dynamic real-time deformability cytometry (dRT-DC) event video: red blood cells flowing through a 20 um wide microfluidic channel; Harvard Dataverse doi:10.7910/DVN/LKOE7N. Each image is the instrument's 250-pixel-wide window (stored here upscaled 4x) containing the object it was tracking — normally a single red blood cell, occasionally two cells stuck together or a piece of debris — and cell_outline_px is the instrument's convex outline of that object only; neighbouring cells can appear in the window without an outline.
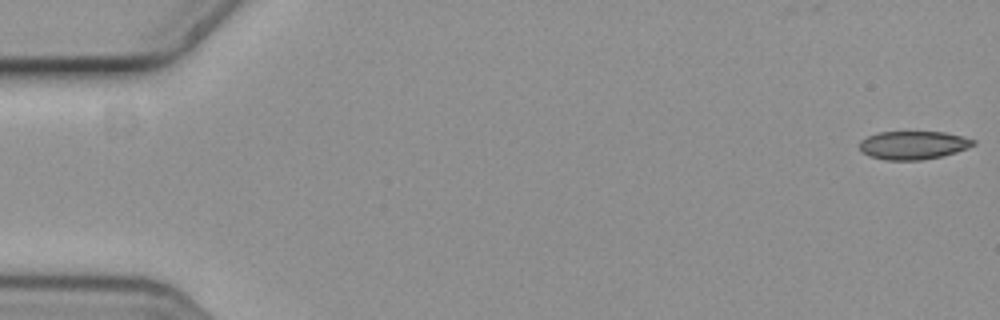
{"species": "common noctule bat (a hibernating species)", "species_latin": "Nyctalus noctula", "temperature_condition": "cold", "stored_images_in_passage": 4, "camera_frame_rate_fps": 3000, "um_per_image_px": 0.085, "animal": {"sex": "female", "body_mass_g": 19.3, "forearm_length_mm": 54.1}, "frame": {"image": 1, "passage_image": 1, "time_ms": 0.0, "image_size_px": [1000, 320], "cell_outline_px": [[976, 144], [968, 148], [956, 152], [940, 156], [920, 160], [888, 160], [868, 156], [860, 152], [860, 140], [876, 132], [944, 132], [976, 140]], "centroid_in_image_um": [77.59, 12.34], "position_along_channel_um": 7.4, "area_um2": 18.79}}